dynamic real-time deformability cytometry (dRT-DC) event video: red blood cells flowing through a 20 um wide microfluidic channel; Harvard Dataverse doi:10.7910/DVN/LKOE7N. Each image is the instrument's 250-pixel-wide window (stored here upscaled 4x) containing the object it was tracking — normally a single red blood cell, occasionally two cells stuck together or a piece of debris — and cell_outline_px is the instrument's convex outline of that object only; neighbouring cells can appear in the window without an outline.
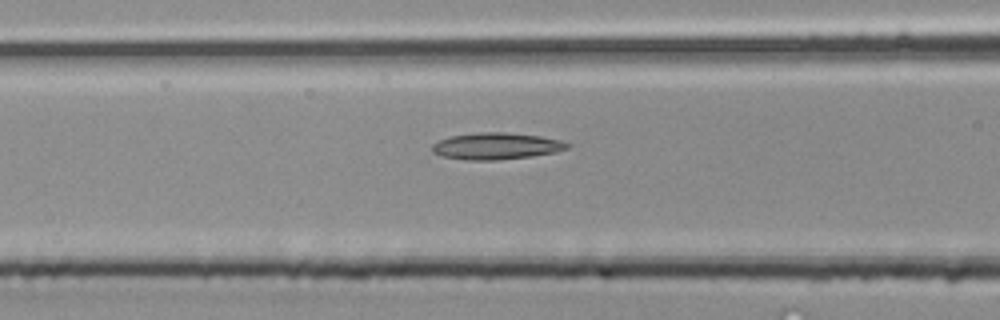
{"species": "common noctule bat (a hibernating species)", "species_latin": "Nyctalus noctula", "temperature_condition": "room temperature", "stored_images_in_passage": 32, "camera_frame_rate_fps": 3000, "um_per_image_px": 0.085, "animal": {"sex": "male", "body_mass_g": 20.4}, "frame": {"image": 1, "passage_image": 7, "time_ms": 2.0, "image_size_px": [1000, 320], "cell_outline_px": [[572, 144], [568, 148], [556, 152], [532, 156], [496, 160], [468, 160], [444, 156], [432, 152], [432, 144], [440, 140], [452, 136], [476, 132], [504, 132], [540, 136], [560, 140]], "centroid_in_image_um": [42.21, 12.41], "position_along_channel_um": 124.4, "area_um2": 20.92}}
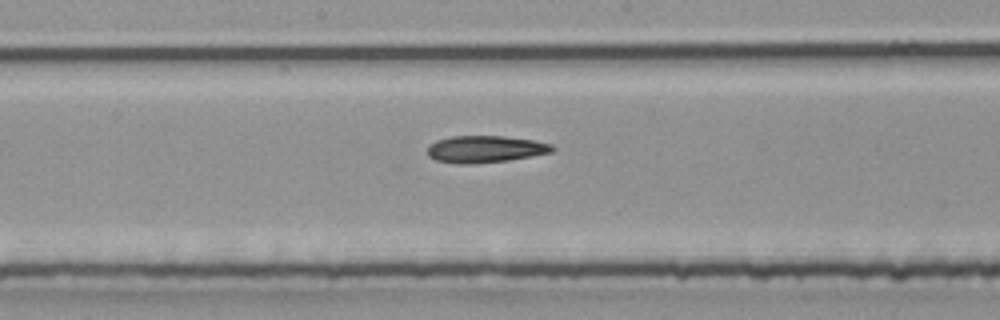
{"frame": {"image": 2, "passage_image": 12, "time_ms": 3.667, "image_size_px": [1000, 320], "cell_outline_px": [[556, 148], [552, 152], [532, 156], [508, 160], [468, 164], [460, 164], [436, 160], [428, 156], [428, 148], [436, 140], [452, 136], [504, 136], [532, 140], [552, 144]], "centroid_in_image_um": [41.26, 12.67], "position_along_channel_um": 206.9, "area_um2": 19.48}}
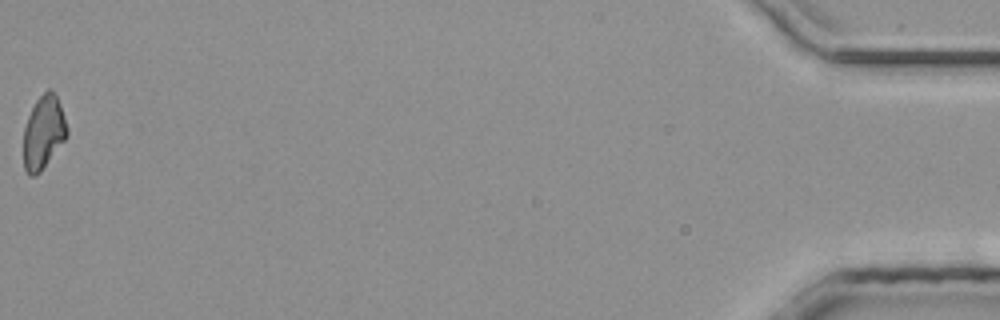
{"frame": {"image": 3, "passage_image": 32, "time_ms": 10.333, "image_size_px": [1000, 320], "cell_outline_px": [[68, 136], [40, 172], [36, 176], [28, 176], [24, 168], [24, 128], [28, 116], [36, 100], [48, 88], [56, 96], [60, 104], [68, 128]], "centroid_in_image_um": [3.7, 11.28], "position_along_channel_um": 431.5, "area_um2": 18.5}}